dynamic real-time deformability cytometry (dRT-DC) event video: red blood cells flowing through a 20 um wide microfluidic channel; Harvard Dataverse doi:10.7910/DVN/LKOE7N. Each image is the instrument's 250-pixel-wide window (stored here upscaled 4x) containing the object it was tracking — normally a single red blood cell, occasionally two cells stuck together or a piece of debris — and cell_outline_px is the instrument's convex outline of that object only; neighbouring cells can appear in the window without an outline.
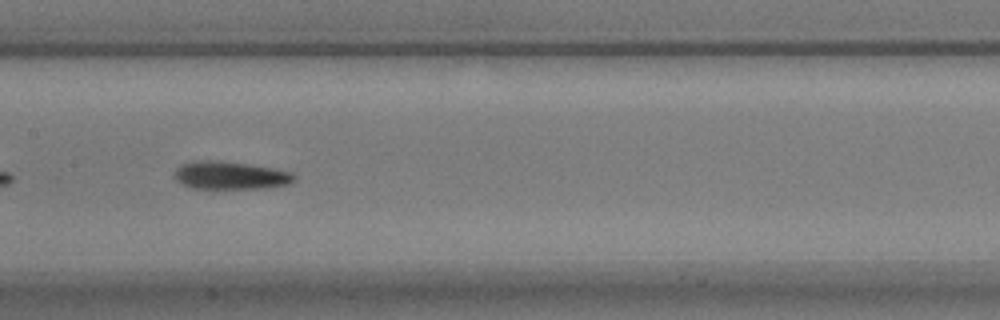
{"species": "common noctule bat (a hibernating species)", "species_latin": "Nyctalus noctula", "temperature_condition": "warm", "stored_images_in_passage": 17, "camera_frame_rate_fps": 3000, "um_per_image_px": 0.085, "animal": {"sex": "male", "body_mass_g": 17.9}, "frame": {"image": 1, "passage_image": 12, "time_ms": 3.667, "image_size_px": [1000, 320], "cell_outline_px": [[296, 180], [288, 184], [264, 188], [192, 188], [176, 180], [172, 176], [176, 168], [180, 164], [192, 160], [216, 160], [248, 164], [272, 168], [292, 172], [296, 176]], "centroid_in_image_um": [19.54, 14.89], "position_along_channel_um": 187.9, "area_um2": 19.59}}
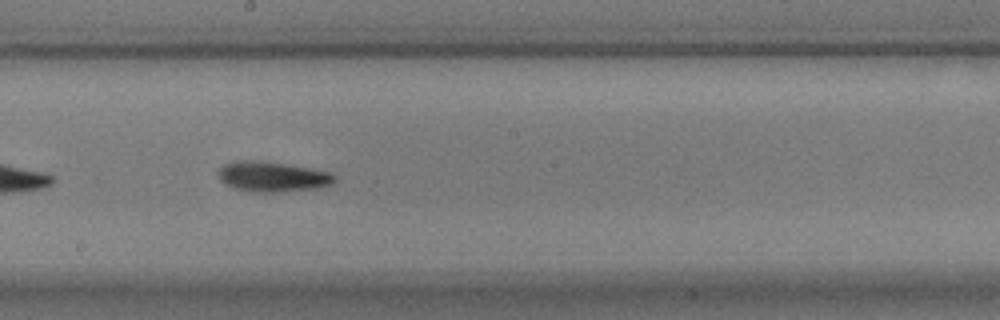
{"frame": {"image": 2, "passage_image": 15, "time_ms": 4.667, "image_size_px": [1000, 320], "cell_outline_px": [[336, 180], [332, 184], [316, 188], [280, 192], [248, 192], [232, 188], [224, 184], [216, 176], [216, 172], [224, 164], [240, 160], [252, 160], [284, 164], [308, 168], [328, 172], [336, 176]], "centroid_in_image_um": [23.08, 15.03], "position_along_channel_um": 225.1, "area_um2": 20.52}}